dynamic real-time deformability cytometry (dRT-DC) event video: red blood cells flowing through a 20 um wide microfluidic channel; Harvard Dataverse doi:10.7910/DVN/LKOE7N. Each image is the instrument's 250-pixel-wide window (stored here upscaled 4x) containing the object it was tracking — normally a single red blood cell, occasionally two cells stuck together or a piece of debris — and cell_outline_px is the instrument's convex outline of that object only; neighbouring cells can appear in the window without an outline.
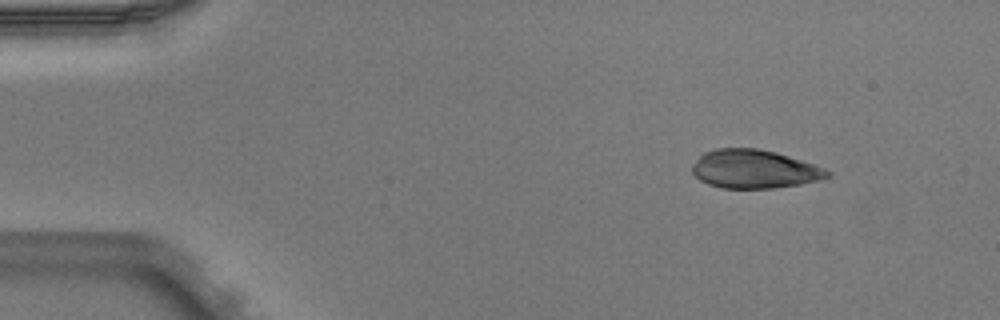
{"species": "Egyptian fruit bat (a non-hibernating species)", "species_latin": "Rousettus aegyptiacus", "temperature_condition": "warm", "stored_images_in_passage": 2, "camera_frame_rate_fps": 3000, "um_per_image_px": 0.085, "animal": {"sex": "male"}, "frame": {"image": 1, "passage_image": 1, "time_ms": 0.0, "image_size_px": [1000, 320], "cell_outline_px": [[832, 172], [828, 176], [820, 180], [800, 184], [772, 188], [720, 188], [708, 184], [700, 180], [692, 172], [692, 164], [704, 152], [716, 148], [756, 148], [776, 152], [824, 168]], "centroid_in_image_um": [64.09, 14.37], "position_along_channel_um": 20.9, "area_um2": 30.23}}